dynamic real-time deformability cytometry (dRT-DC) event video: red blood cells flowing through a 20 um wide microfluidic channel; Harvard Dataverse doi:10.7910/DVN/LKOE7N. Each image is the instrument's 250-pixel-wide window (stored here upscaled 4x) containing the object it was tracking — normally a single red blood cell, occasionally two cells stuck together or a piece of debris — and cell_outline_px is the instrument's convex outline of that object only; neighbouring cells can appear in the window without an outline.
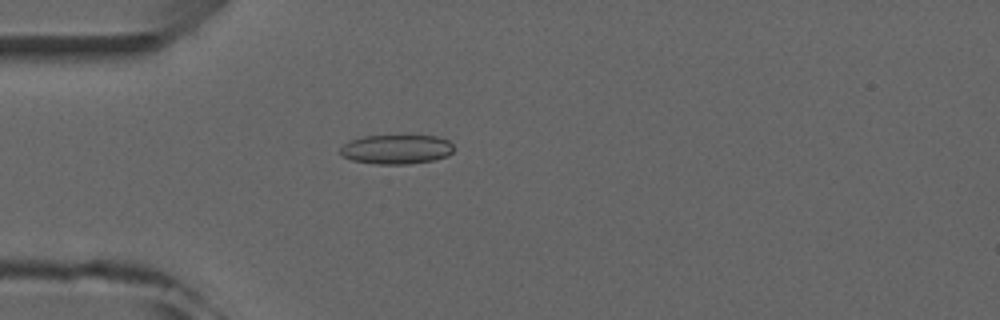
{"species": "common noctule bat (a hibernating species)", "species_latin": "Nyctalus noctula", "temperature_condition": "room temperature", "stored_images_in_passage": 1, "camera_frame_rate_fps": 3000, "um_per_image_px": 0.085, "animal": {"sex": "male", "forearm_length_mm": 52.5}, "frame": {"image": 1, "passage_image": 1, "time_ms": 0.0, "image_size_px": [1000, 320], "cell_outline_px": [[452, 152], [448, 156], [432, 160], [408, 164], [376, 164], [352, 160], [340, 156], [340, 148], [348, 140], [364, 136], [436, 136], [448, 140], [452, 144]], "centroid_in_image_um": [33.65, 12.69], "position_along_channel_um": 51.3, "area_um2": 19.42}}